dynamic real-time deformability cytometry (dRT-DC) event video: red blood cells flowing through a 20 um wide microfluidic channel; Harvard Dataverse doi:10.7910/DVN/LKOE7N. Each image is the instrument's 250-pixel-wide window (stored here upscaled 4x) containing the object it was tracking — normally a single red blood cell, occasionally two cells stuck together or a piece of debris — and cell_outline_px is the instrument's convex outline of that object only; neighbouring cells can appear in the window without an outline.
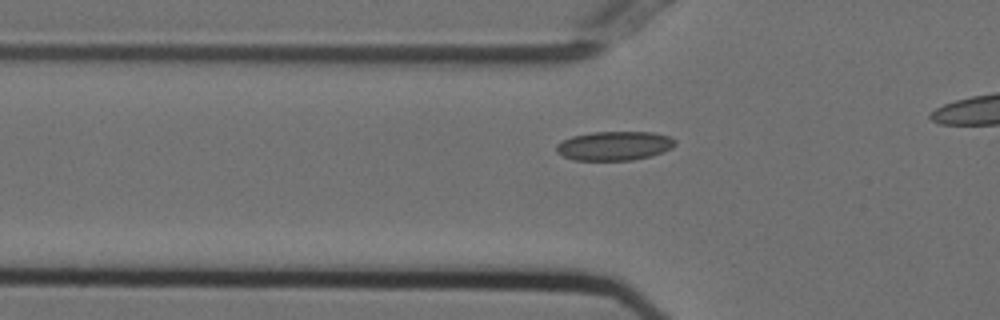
{"species": "Egyptian fruit bat (a non-hibernating species)", "species_latin": "Rousettus aegyptiacus", "temperature_condition": "cold", "stored_images_in_passage": 41, "camera_frame_rate_fps": 3000, "um_per_image_px": 0.085, "animal": {"sex": "female"}, "frame": {"image": 1, "passage_image": 14, "time_ms": 4.333, "image_size_px": [1000, 320], "cell_outline_px": [[676, 144], [672, 148], [664, 152], [652, 156], [632, 160], [572, 160], [556, 152], [556, 144], [572, 136], [592, 132], [652, 132], [668, 136], [676, 140]], "centroid_in_image_um": [52.24, 12.4], "position_along_channel_um": 73.6, "area_um2": 20.23}}
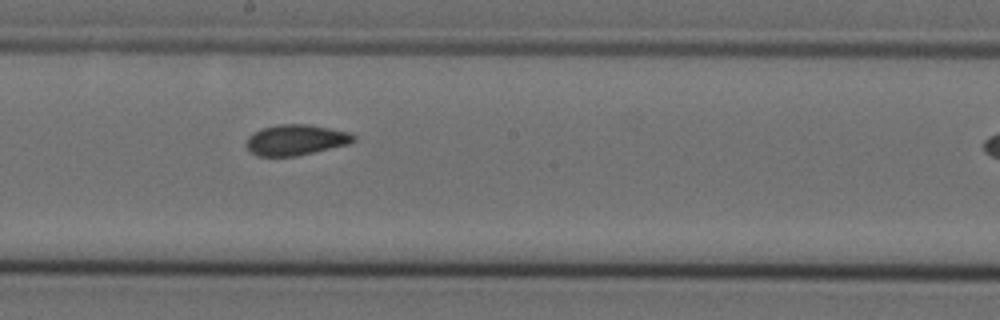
{"frame": {"image": 2, "passage_image": 26, "time_ms": 8.333, "image_size_px": [1000, 320], "cell_outline_px": [[356, 140], [348, 144], [296, 156], [256, 156], [248, 148], [248, 136], [252, 132], [260, 128], [276, 124], [308, 124], [348, 132], [356, 136]], "centroid_in_image_um": [25.13, 11.88], "position_along_channel_um": 223.1, "area_um2": 19.07}}
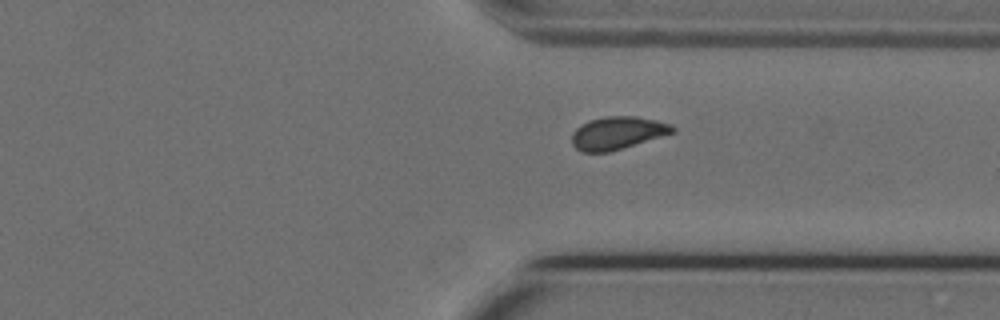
{"frame": {"image": 3, "passage_image": 37, "time_ms": 12.0, "image_size_px": [1000, 320], "cell_outline_px": [[676, 132], [608, 152], [580, 152], [572, 144], [572, 132], [580, 124], [588, 120], [604, 116], [636, 116], [656, 120], [672, 124], [676, 128]], "centroid_in_image_um": [52.48, 11.29], "position_along_channel_um": 358.9, "area_um2": 19.36}}